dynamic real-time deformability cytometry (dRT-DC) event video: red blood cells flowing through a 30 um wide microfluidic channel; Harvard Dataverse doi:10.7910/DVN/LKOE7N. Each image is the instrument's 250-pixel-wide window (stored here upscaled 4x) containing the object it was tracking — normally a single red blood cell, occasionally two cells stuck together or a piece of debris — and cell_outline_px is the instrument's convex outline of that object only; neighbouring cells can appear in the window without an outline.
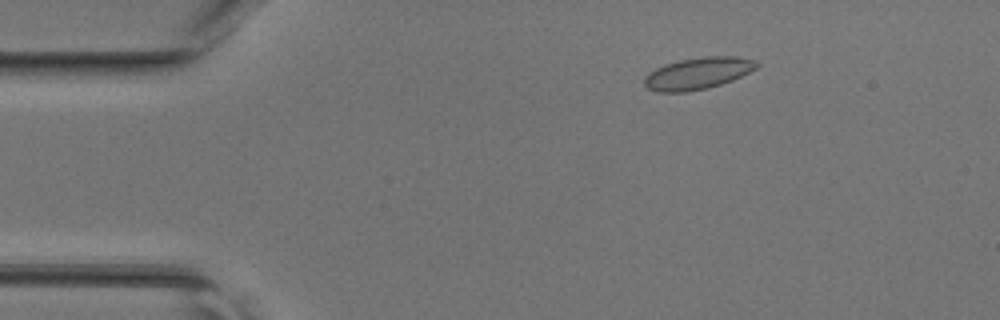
{"species": "common noctule bat (a hibernating species)", "species_latin": "Nyctalus noctula", "temperature_condition": "room temperature", "stored_images_in_passage": 47, "camera_frame_rate_fps": 3000, "um_per_image_px": 0.085, "animal": {"sex": "female", "body_mass_g": 17.0, "forearm_length_mm": 48.0}, "frame": {"image": 1, "passage_image": 8, "time_ms": 2.333, "image_size_px": [1000, 320], "cell_outline_px": [[760, 64], [756, 68], [732, 80], [708, 88], [688, 92], [656, 92], [648, 88], [644, 84], [644, 76], [648, 72], [664, 64], [680, 60], [704, 56], [736, 56], [756, 60]], "centroid_in_image_um": [59.3, 6.23], "position_along_channel_um": 25.7, "area_um2": 20.92}}
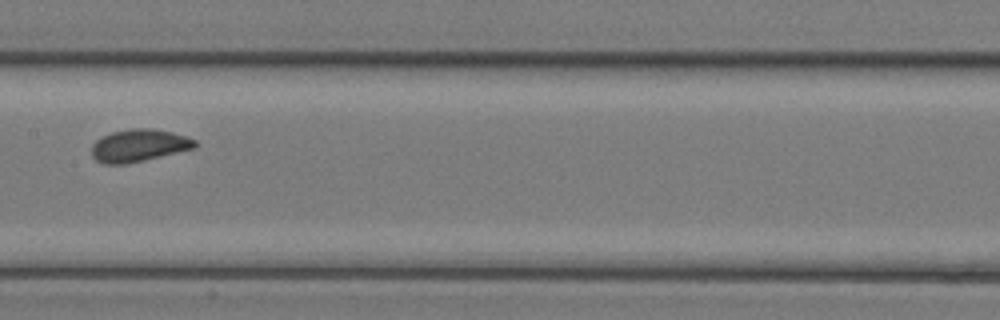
{"frame": {"image": 2, "passage_image": 24, "time_ms": 7.667, "image_size_px": [1000, 320], "cell_outline_px": [[196, 148], [144, 160], [124, 164], [104, 164], [96, 160], [92, 156], [92, 144], [96, 140], [112, 132], [132, 128], [148, 128], [172, 132], [196, 140]], "centroid_in_image_um": [11.8, 12.37], "position_along_channel_um": 195.6, "area_um2": 19.36}}
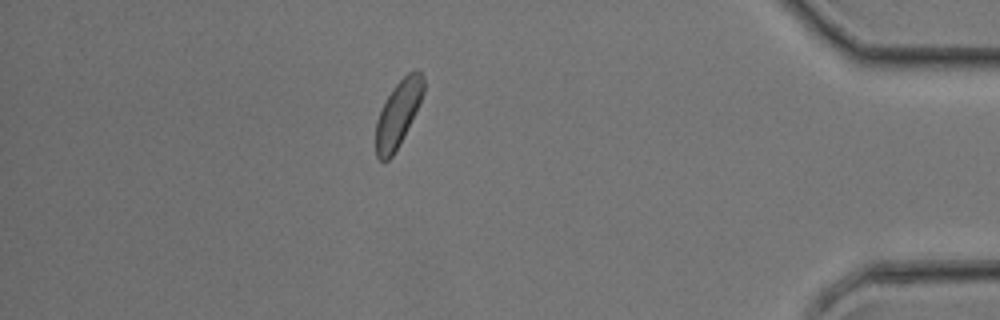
{"frame": {"image": 3, "passage_image": 41, "time_ms": 13.333, "image_size_px": [1000, 320], "cell_outline_px": [[424, 92], [420, 104], [392, 156], [388, 160], [380, 160], [376, 156], [376, 120], [392, 88], [408, 72], [416, 68], [424, 76]], "centroid_in_image_um": [33.85, 9.61], "position_along_channel_um": 401.3, "area_um2": 18.03}}